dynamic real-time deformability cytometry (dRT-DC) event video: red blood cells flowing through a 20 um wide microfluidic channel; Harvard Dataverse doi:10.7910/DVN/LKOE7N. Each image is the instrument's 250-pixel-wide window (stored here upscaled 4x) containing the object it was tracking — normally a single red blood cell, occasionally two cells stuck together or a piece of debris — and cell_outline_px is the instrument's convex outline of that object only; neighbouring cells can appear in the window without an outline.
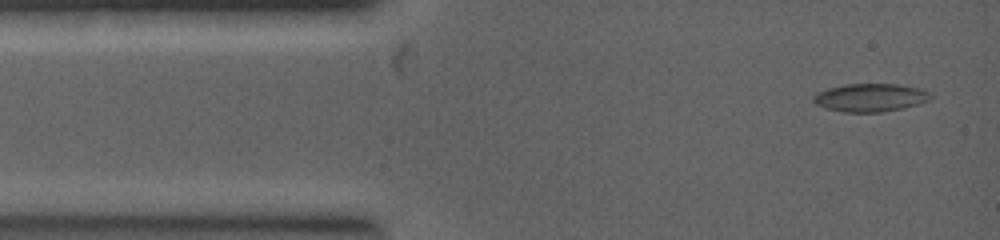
{"species": "common noctule bat (a hibernating species)", "species_latin": "Nyctalus noctula", "temperature_condition": "warm", "stored_images_in_passage": 5, "camera_frame_rate_fps": 5000, "um_per_image_px": 0.085, "animal": {"sex": "female", "body_mass_g": 19.0, "forearm_length_mm": 53.3}, "frame": {"image": 1, "passage_image": 1, "time_ms": 0.0, "image_size_px": [1000, 240], "cell_outline_px": [[932, 96], [928, 100], [904, 108], [884, 112], [844, 112], [824, 108], [816, 104], [812, 100], [812, 96], [816, 92], [828, 88], [844, 84], [896, 84], [920, 88], [928, 92]], "centroid_in_image_um": [73.92, 8.29], "position_along_channel_um": 11.1, "area_um2": 19.25}}
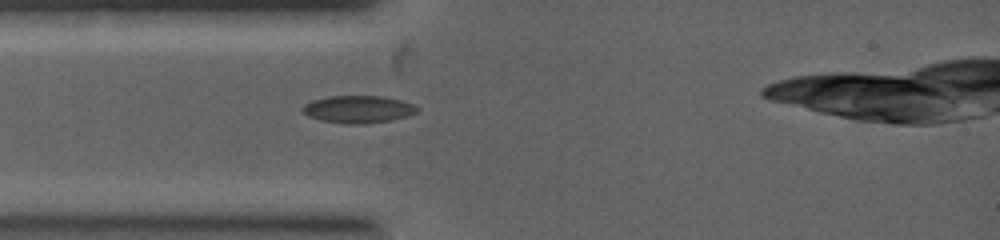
{"frame": {"image": 2, "passage_image": 5, "time_ms": 1.6, "image_size_px": [1000, 240], "cell_outline_px": [[420, 108], [416, 112], [392, 120], [364, 124], [344, 124], [320, 120], [308, 116], [304, 112], [304, 104], [316, 100], [332, 96], [380, 96], [400, 100], [412, 104]], "centroid_in_image_um": [30.46, 9.3], "position_along_channel_um": 54.5, "area_um2": 17.98}}